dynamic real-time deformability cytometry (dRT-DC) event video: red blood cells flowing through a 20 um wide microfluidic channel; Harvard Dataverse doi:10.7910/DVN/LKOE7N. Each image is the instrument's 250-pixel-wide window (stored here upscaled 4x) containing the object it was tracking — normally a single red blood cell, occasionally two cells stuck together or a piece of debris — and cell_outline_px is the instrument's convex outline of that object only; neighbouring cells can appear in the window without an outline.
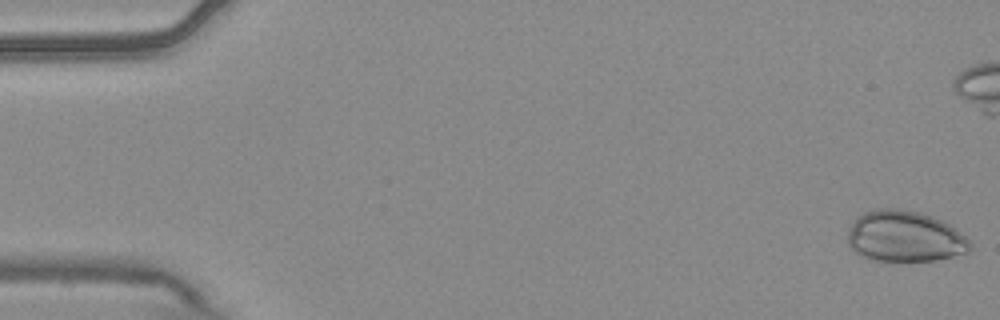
{"species": "common noctule bat (a hibernating species)", "species_latin": "Nyctalus noctula", "temperature_condition": "warm", "stored_images_in_passage": 6, "camera_frame_rate_fps": 3000, "um_per_image_px": 0.085, "animal": {"sex": "male", "body_mass_g": 20.4}, "frame": {"image": 1, "passage_image": 1, "time_ms": 0.0, "image_size_px": [1000, 320], "cell_outline_px": [[972, 252], [936, 260], [876, 260], [860, 256], [848, 244], [848, 228], [864, 212], [876, 208], [900, 208], [920, 212], [932, 216], [948, 224], [964, 236], [972, 244]], "centroid_in_image_um": [76.91, 20.09], "position_along_channel_um": 8.1, "area_um2": 36.3}}